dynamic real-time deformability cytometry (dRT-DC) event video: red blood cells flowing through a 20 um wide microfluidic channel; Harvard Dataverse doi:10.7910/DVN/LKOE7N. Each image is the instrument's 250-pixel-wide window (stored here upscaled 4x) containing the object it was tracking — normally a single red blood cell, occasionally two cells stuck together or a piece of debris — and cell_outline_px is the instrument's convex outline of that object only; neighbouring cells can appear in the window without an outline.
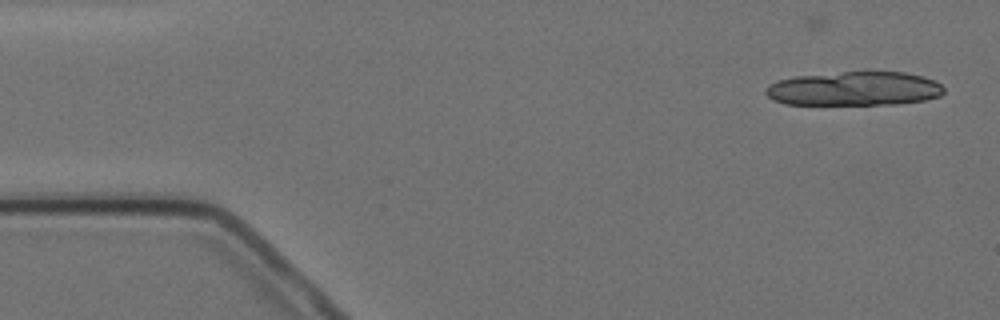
{"species": "Egyptian fruit bat (a non-hibernating species)", "species_latin": "Rousettus aegyptiacus", "temperature_condition": "cold", "stored_images_in_passage": 8, "camera_frame_rate_fps": 3000, "um_per_image_px": 0.085, "animal": {"sex": "female"}, "frame": {"image": 1, "passage_image": 2, "time_ms": 1.0, "image_size_px": [1000, 320], "cell_outline_px": [[944, 92], [940, 96], [924, 100], [896, 104], [784, 104], [772, 100], [764, 92], [764, 88], [768, 84], [776, 80], [796, 76], [868, 68], [904, 72], [924, 76], [936, 80], [944, 88]], "centroid_in_image_um": [72.62, 7.49], "position_along_channel_um": 12.4, "area_um2": 36.76}}
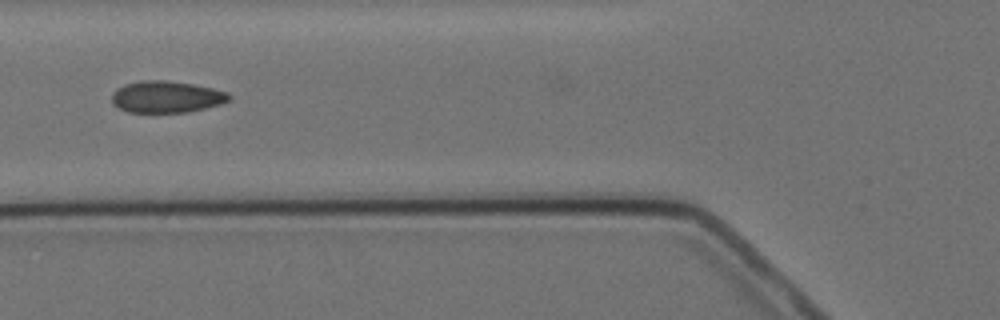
{"frame": {"image": 2, "passage_image": 7, "time_ms": 7.0, "image_size_px": [1000, 320], "cell_outline_px": [[232, 96], [228, 100], [220, 104], [188, 112], [128, 112], [112, 104], [112, 92], [116, 88], [124, 84], [140, 80], [164, 80], [192, 84], [212, 88], [228, 92]], "centroid_in_image_um": [14.11, 8.22], "position_along_channel_um": 111.7, "area_um2": 21.68}}
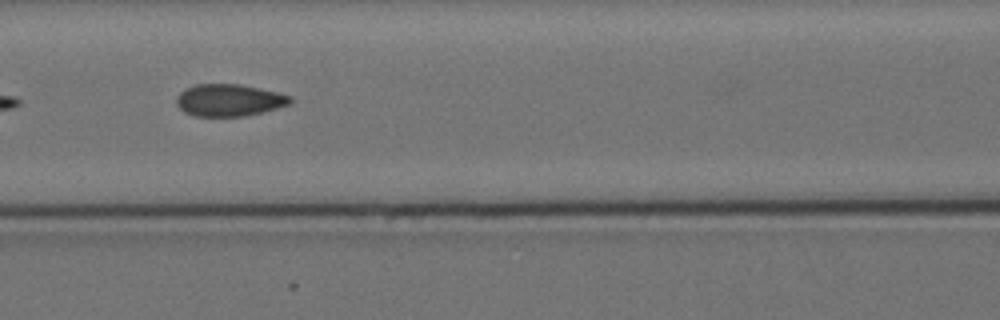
{"frame": {"image": 3, "passage_image": 8, "time_ms": 8.0, "image_size_px": [1000, 320], "cell_outline_px": [[292, 100], [288, 104], [276, 108], [244, 116], [196, 116], [184, 112], [176, 104], [176, 96], [184, 88], [196, 84], [240, 84], [276, 92], [292, 96]], "centroid_in_image_um": [19.42, 8.5], "position_along_channel_um": 147.2, "area_um2": 21.15}}